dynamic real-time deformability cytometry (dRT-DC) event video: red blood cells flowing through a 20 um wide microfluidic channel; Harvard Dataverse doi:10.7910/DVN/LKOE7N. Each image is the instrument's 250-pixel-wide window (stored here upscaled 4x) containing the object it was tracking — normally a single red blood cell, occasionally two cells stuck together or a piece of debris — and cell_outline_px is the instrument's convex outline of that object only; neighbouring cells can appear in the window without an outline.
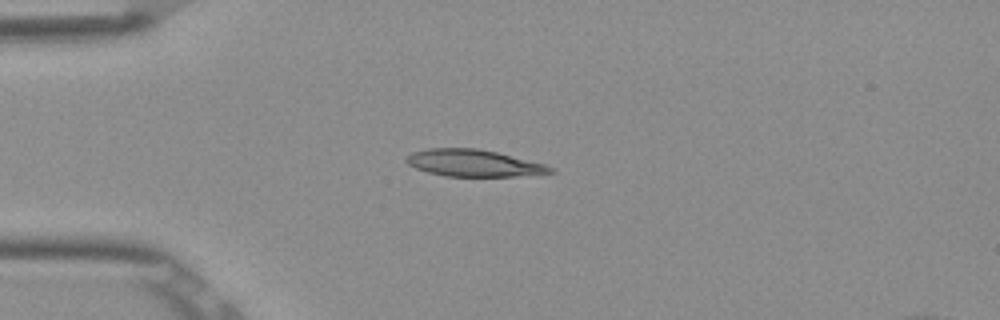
{"species": "Egyptian fruit bat (a non-hibernating species)", "species_latin": "Rousettus aegyptiacus", "temperature_condition": "room temperature", "stored_images_in_passage": 6, "camera_frame_rate_fps": 3000, "um_per_image_px": 0.085, "frame": {"image": 1, "passage_image": 3, "time_ms": 0.667, "image_size_px": [1000, 320], "cell_outline_px": [[556, 172], [516, 176], [444, 176], [428, 172], [416, 168], [408, 164], [404, 160], [412, 152], [428, 148], [476, 148], [496, 152], [544, 164], [556, 168]], "centroid_in_image_um": [40.25, 13.86], "position_along_channel_um": 44.7, "area_um2": 22.43}}
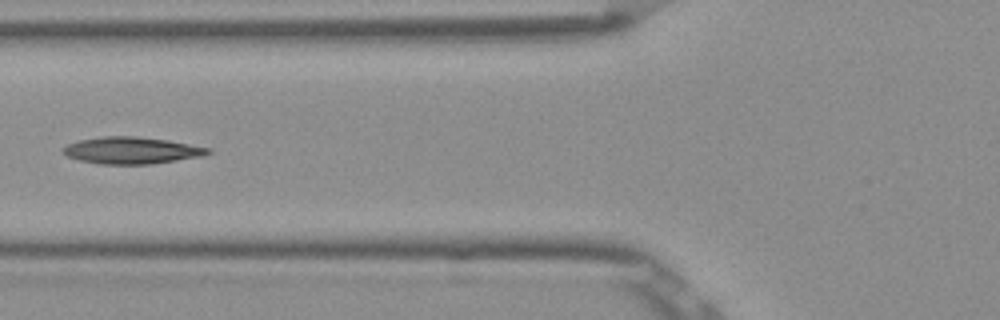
{"frame": {"image": 2, "passage_image": 5, "time_ms": 1.333, "image_size_px": [1000, 320], "cell_outline_px": [[212, 152], [204, 156], [152, 164], [100, 164], [80, 160], [68, 156], [64, 152], [64, 148], [68, 144], [80, 140], [100, 136], [136, 136], [168, 140], [212, 148]], "centroid_in_image_um": [11.26, 12.78], "position_along_channel_um": 114.5, "area_um2": 22.66}}
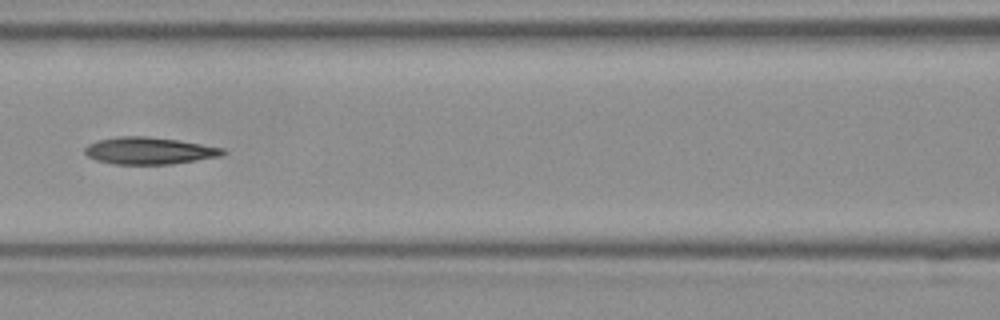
{"frame": {"image": 3, "passage_image": 6, "time_ms": 1.667, "image_size_px": [1000, 320], "cell_outline_px": [[228, 152], [220, 156], [172, 164], [112, 164], [96, 160], [88, 156], [84, 152], [84, 148], [88, 144], [100, 140], [120, 136], [148, 136], [176, 140], [224, 148]], "centroid_in_image_um": [12.67, 12.81], "position_along_channel_um": 153.9, "area_um2": 21.62}}